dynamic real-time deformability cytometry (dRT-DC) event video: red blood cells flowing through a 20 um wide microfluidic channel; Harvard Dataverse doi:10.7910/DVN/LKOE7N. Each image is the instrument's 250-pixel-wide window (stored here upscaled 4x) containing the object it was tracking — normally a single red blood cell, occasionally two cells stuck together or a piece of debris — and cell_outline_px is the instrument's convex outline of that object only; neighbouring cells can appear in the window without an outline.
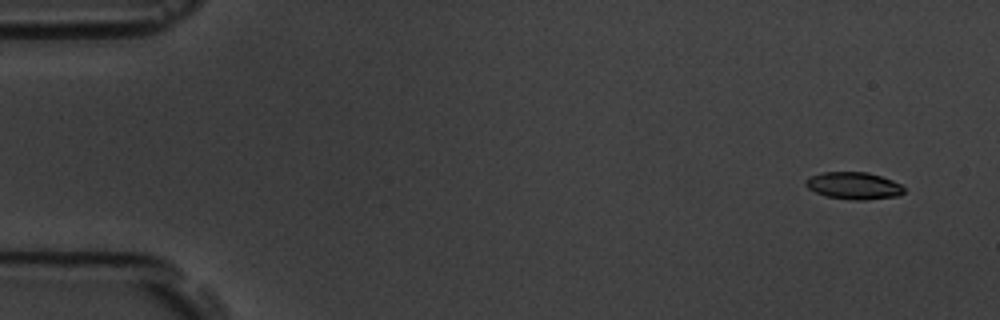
{"species": "common noctule bat (a hibernating species)", "species_latin": "Nyctalus noctula", "temperature_condition": "room temperature", "stored_images_in_passage": 7, "camera_frame_rate_fps": 3000, "um_per_image_px": 0.085, "animal": {"sex": "male", "body_mass_g": 19.5, "forearm_length_mm": 54.6}, "frame": {"image": 1, "passage_image": 2, "time_ms": 1.0, "image_size_px": [1000, 320], "cell_outline_px": [[904, 192], [900, 196], [864, 200], [856, 200], [828, 196], [816, 192], [808, 188], [804, 184], [804, 180], [808, 176], [824, 172], [868, 172], [892, 180], [900, 184], [904, 188]], "centroid_in_image_um": [72.56, 15.77], "position_along_channel_um": 12.4, "area_um2": 15.55}}
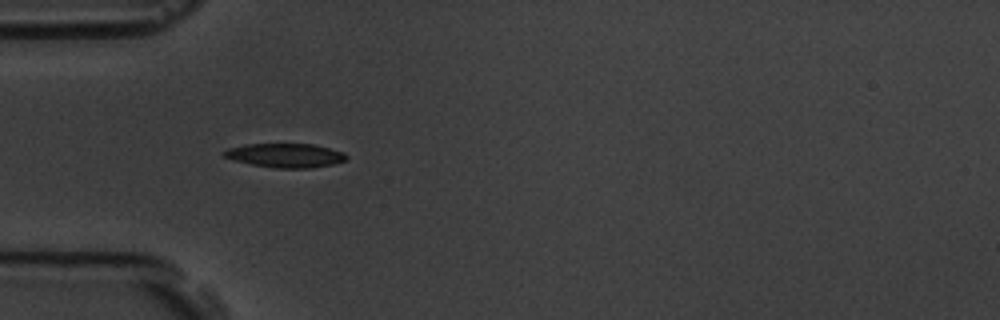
{"frame": {"image": 2, "passage_image": 6, "time_ms": 5.667, "image_size_px": [1000, 320], "cell_outline_px": [[348, 160], [332, 164], [312, 168], [276, 168], [252, 164], [236, 160], [224, 156], [220, 152], [228, 148], [244, 144], [312, 144], [344, 152], [348, 156]], "centroid_in_image_um": [24.27, 13.21], "position_along_channel_um": 60.7, "area_um2": 17.11}}
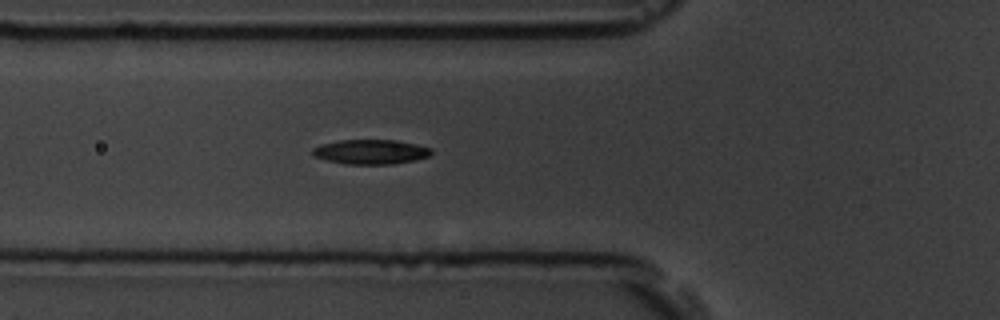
{"frame": {"image": 3, "passage_image": 7, "time_ms": 6.667, "image_size_px": [1000, 320], "cell_outline_px": [[432, 152], [428, 156], [416, 160], [392, 164], [344, 164], [312, 156], [312, 148], [320, 144], [340, 140], [396, 140], [432, 148]], "centroid_in_image_um": [31.48, 12.9], "position_along_channel_um": 94.3, "area_um2": 17.05}}